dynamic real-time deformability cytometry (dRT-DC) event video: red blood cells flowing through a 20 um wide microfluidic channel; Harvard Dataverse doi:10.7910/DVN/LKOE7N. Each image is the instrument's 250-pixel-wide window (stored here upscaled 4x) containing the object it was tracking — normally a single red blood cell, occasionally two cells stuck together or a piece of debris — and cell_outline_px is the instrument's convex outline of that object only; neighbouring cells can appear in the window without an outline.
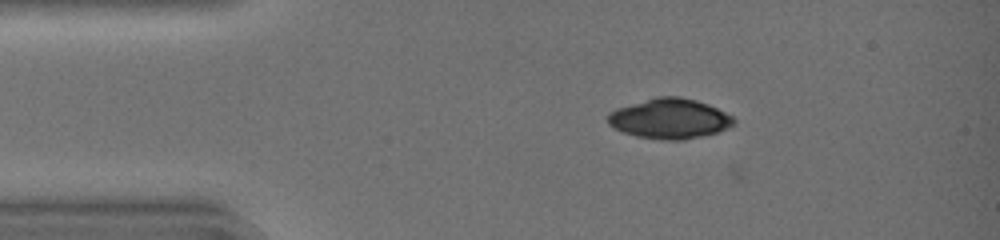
{"species": "common noctule bat (a hibernating species)", "species_latin": "Nyctalus noctula", "temperature_condition": "warm", "stored_images_in_passage": 3, "camera_frame_rate_fps": 3000, "um_per_image_px": 0.085, "animal": {"sex": "female", "body_mass_g": 19.0, "forearm_length_mm": 51.5}, "frame": {"image": 1, "passage_image": 1, "time_ms": 0.0, "image_size_px": [1000, 240], "cell_outline_px": [[736, 124], [716, 132], [684, 140], [660, 140], [636, 136], [612, 128], [608, 124], [608, 112], [616, 108], [656, 96], [680, 96], [696, 100], [708, 104], [732, 116], [736, 120]], "centroid_in_image_um": [56.89, 10.08], "position_along_channel_um": 28.1, "area_um2": 29.54}}